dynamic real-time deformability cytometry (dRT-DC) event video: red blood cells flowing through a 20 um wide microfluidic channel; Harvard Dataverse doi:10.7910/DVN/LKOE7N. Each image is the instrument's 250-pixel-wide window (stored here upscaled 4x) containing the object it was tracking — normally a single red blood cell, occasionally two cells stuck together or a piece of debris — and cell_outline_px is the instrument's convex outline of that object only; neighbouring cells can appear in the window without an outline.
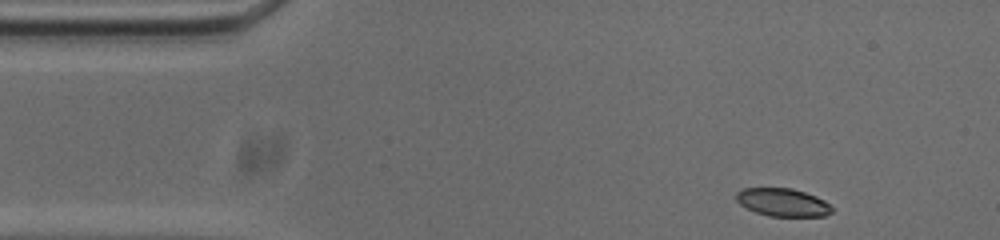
{"species": "common noctule bat (a hibernating species)", "species_latin": "Nyctalus noctula", "temperature_condition": "cold", "stored_images_in_passage": 48, "camera_frame_rate_fps": 3000, "um_per_image_px": 0.085, "animal": {"sex": "male", "body_mass_g": 20.0, "forearm_length_mm": 53.3}, "frame": {"image": 1, "passage_image": 1, "time_ms": 0.0, "image_size_px": [1000, 240], "cell_outline_px": [[832, 212], [824, 216], [768, 216], [756, 212], [740, 204], [736, 200], [736, 192], [740, 188], [792, 188], [816, 196], [824, 200], [832, 208]], "centroid_in_image_um": [66.51, 17.19], "position_along_channel_um": 18.5, "area_um2": 15.55}}
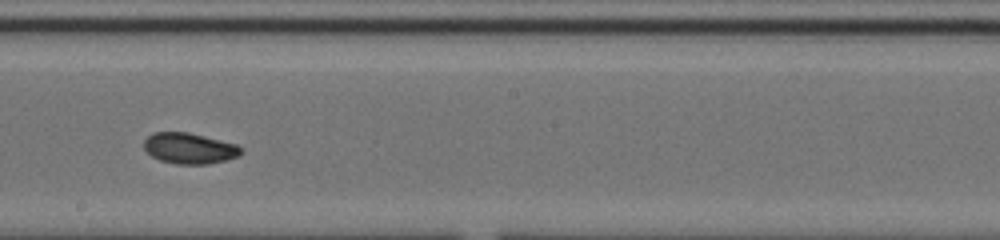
{"frame": {"image": 2, "passage_image": 24, "time_ms": 7.667, "image_size_px": [1000, 240], "cell_outline_px": [[244, 152], [240, 156], [208, 164], [176, 164], [160, 160], [152, 156], [144, 148], [144, 140], [152, 132], [188, 132], [236, 144]], "centroid_in_image_um": [16.1, 12.61], "position_along_channel_um": 232.1, "area_um2": 17.4}}
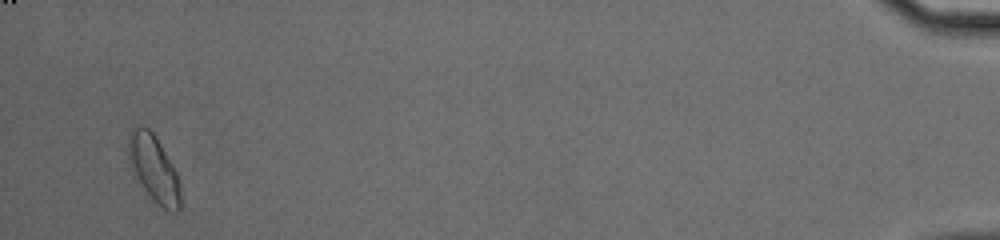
{"frame": {"image": 3, "passage_image": 47, "time_ms": 15.333, "image_size_px": [1000, 240], "cell_outline_px": [[180, 212], [168, 212], [156, 204], [140, 192], [132, 176], [128, 160], [128, 136], [132, 128], [140, 124], [144, 124], [156, 136], [172, 164], [176, 172], [180, 184]], "centroid_in_image_um": [13.02, 14.4], "position_along_channel_um": 422.2, "area_um2": 21.5}}